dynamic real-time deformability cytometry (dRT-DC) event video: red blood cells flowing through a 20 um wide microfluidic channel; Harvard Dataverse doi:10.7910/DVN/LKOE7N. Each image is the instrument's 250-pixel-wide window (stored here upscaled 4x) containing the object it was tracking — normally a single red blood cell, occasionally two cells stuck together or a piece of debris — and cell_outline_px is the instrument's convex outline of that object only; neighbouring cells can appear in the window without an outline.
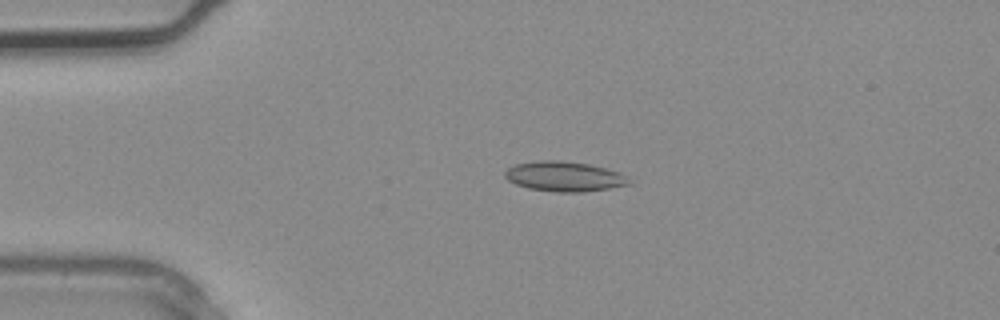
{"species": "common noctule bat (a hibernating species)", "species_latin": "Nyctalus noctula", "temperature_condition": "warm", "stored_images_in_passage": 3, "camera_frame_rate_fps": 3000, "um_per_image_px": 0.085, "animal": {"sex": "male", "body_mass_g": 20.4}, "frame": {"image": 1, "passage_image": 3, "time_ms": 0.667, "image_size_px": [1000, 320], "cell_outline_px": [[632, 184], [584, 192], [556, 192], [528, 188], [516, 184], [508, 180], [504, 176], [504, 172], [508, 168], [516, 164], [540, 160], [560, 160], [588, 164], [620, 172]], "centroid_in_image_um": [47.94, 15.0], "position_along_channel_um": 37.1, "area_um2": 21.5}}